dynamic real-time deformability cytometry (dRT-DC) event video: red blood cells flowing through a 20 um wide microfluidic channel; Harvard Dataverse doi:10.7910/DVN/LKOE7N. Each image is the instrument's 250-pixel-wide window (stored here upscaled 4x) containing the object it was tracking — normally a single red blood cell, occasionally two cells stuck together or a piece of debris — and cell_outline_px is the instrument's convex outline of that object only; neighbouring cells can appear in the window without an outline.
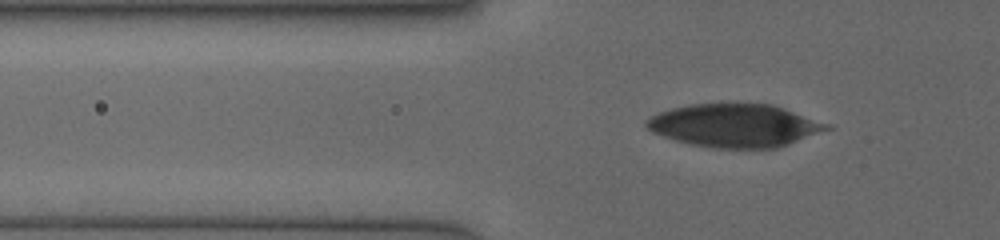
{"species": "human", "species_latin": "Homo sapiens", "temperature_condition": "cold", "stored_images_in_passage": 23, "camera_frame_rate_fps": 3000, "um_per_image_px": 0.085, "donor": {"sex": "female"}, "frame": {"image": 1, "passage_image": 3, "time_ms": 0.667, "image_size_px": [1000, 240], "cell_outline_px": [[832, 128], [788, 144], [776, 148], [712, 148], [692, 144], [676, 140], [652, 132], [644, 124], [644, 120], [660, 112], [672, 108], [688, 104], [772, 104], [832, 124]], "centroid_in_image_um": [62.47, 10.66], "position_along_channel_um": 63.3, "area_um2": 45.08}}
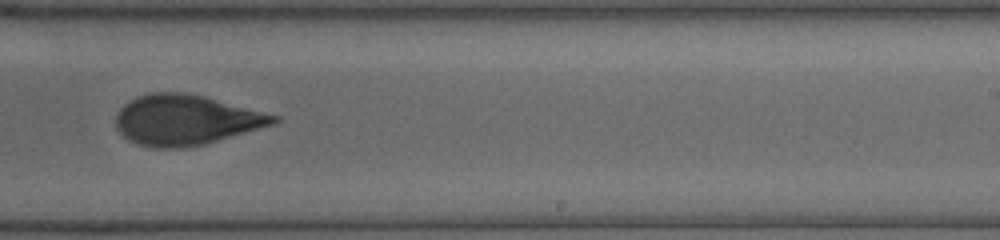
{"frame": {"image": 2, "passage_image": 11, "time_ms": 6.0, "image_size_px": [1000, 240], "cell_outline_px": [[280, 120], [272, 124], [204, 144], [180, 148], [152, 148], [136, 144], [128, 140], [116, 128], [116, 116], [120, 108], [124, 104], [136, 96], [152, 92], [184, 92], [204, 96], [280, 116]], "centroid_in_image_um": [15.74, 10.19], "position_along_channel_um": 273.3, "area_um2": 45.95}}
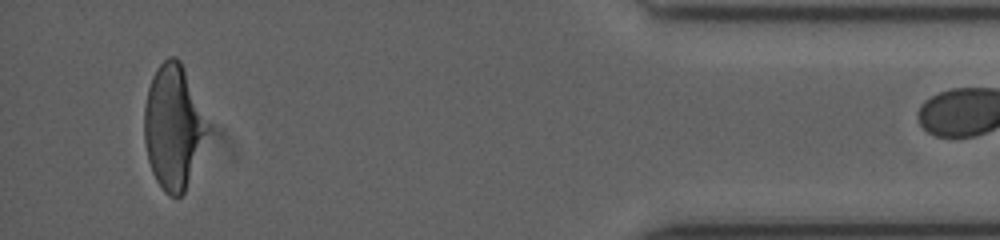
{"frame": {"image": 3, "passage_image": 22, "time_ms": 10.667, "image_size_px": [1000, 240], "cell_outline_px": [[208, 128], [184, 192], [180, 196], [168, 196], [164, 192], [156, 180], [152, 172], [148, 160], [144, 140], [144, 108], [148, 88], [152, 76], [156, 68], [168, 56], [176, 56], [180, 60], [184, 68]], "centroid_in_image_um": [14.66, 10.77], "position_along_channel_um": 420.5, "area_um2": 44.51}}